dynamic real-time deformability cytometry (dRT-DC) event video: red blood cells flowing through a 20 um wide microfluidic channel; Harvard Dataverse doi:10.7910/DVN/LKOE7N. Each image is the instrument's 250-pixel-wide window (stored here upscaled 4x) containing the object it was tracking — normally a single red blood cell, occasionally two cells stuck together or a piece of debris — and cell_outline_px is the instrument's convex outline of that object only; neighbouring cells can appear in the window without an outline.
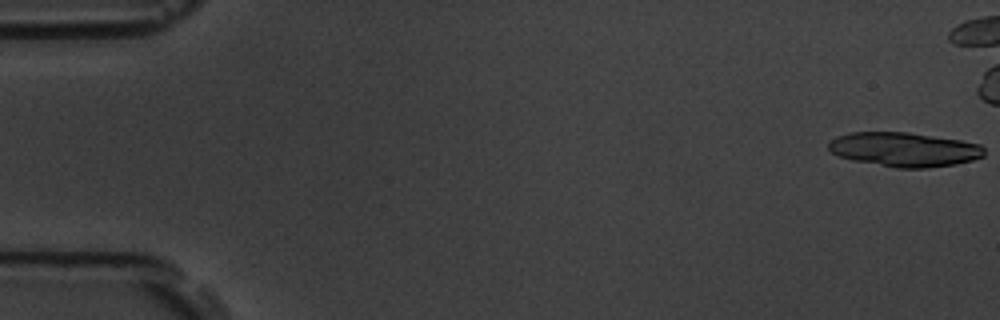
{"species": "common noctule bat (a hibernating species)", "species_latin": "Nyctalus noctula", "temperature_condition": "room temperature", "stored_images_in_passage": 14, "camera_frame_rate_fps": 3000, "um_per_image_px": 0.085, "animal": {"sex": "male", "body_mass_g": 19.5, "forearm_length_mm": 54.6}, "frame": {"image": 1, "passage_image": 1, "time_ms": 0.0, "image_size_px": [1000, 320], "cell_outline_px": [[984, 156], [972, 160], [956, 164], [928, 168], [896, 168], [852, 160], [840, 156], [832, 152], [828, 148], [828, 140], [836, 136], [848, 132], [908, 132], [960, 140], [980, 144], [984, 148]], "centroid_in_image_um": [76.84, 12.7], "position_along_channel_um": 8.2, "area_um2": 31.27}}